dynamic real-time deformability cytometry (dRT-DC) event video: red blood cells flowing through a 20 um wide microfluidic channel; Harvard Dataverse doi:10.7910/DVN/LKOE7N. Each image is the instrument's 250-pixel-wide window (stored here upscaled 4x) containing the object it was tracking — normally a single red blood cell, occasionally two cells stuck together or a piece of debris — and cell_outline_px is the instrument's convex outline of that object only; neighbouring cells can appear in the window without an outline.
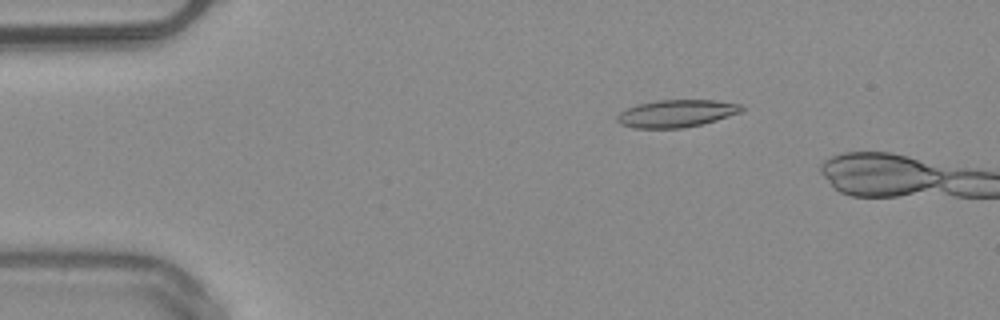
{"species": "common noctule bat (a hibernating species)", "species_latin": "Nyctalus noctula", "temperature_condition": "warm", "stored_images_in_passage": 12, "camera_frame_rate_fps": 3000, "um_per_image_px": 0.085, "animal": {"sex": "male", "body_mass_g": 20.4}, "frame": {"image": 1, "passage_image": 9, "time_ms": 2.667, "image_size_px": [1000, 320], "cell_outline_px": [[744, 108], [740, 112], [716, 120], [684, 128], [632, 128], [620, 124], [616, 120], [616, 116], [620, 112], [636, 104], [656, 100], [716, 100], [740, 104]], "centroid_in_image_um": [57.45, 9.64], "position_along_channel_um": 27.5, "area_um2": 19.88}}